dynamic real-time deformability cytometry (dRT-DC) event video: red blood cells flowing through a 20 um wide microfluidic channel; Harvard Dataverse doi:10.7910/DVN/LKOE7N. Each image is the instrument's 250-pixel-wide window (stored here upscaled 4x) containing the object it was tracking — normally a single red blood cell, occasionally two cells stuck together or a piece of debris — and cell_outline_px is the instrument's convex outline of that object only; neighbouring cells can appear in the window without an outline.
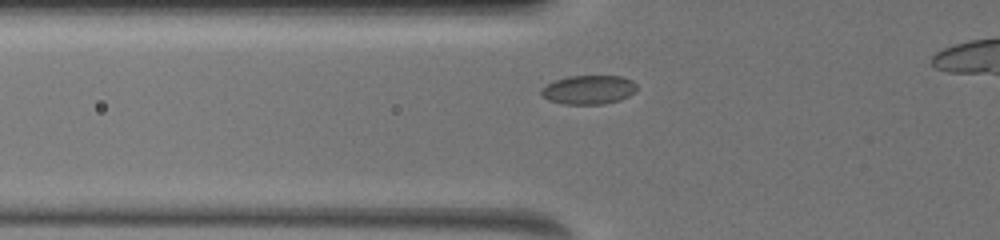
{"species": "common noctule bat (a hibernating species)", "species_latin": "Nyctalus noctula", "temperature_condition": "warm", "stored_images_in_passage": 28, "camera_frame_rate_fps": 3000, "um_per_image_px": 0.085, "animal": {"sex": "female", "body_mass_g": 19.5, "forearm_length_mm": 54.1}, "frame": {"image": 1, "passage_image": 7, "time_ms": 3.333, "image_size_px": [1000, 240], "cell_outline_px": [[636, 92], [620, 100], [604, 104], [564, 104], [548, 100], [540, 92], [540, 88], [556, 80], [568, 76], [620, 76], [632, 80], [636, 84]], "centroid_in_image_um": [50.05, 7.63], "position_along_channel_um": 75.8, "area_um2": 16.13}}
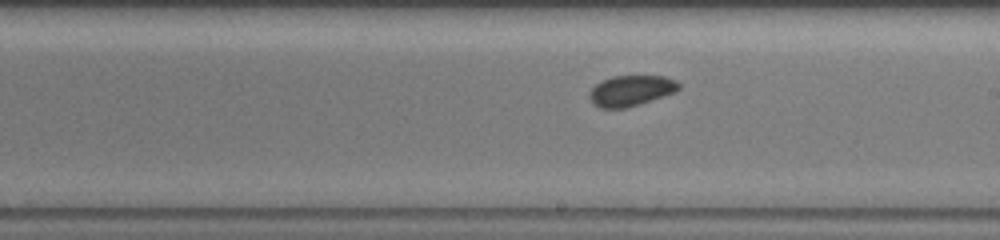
{"frame": {"image": 2, "passage_image": 15, "time_ms": 7.333, "image_size_px": [1000, 240], "cell_outline_px": [[680, 88], [676, 92], [640, 104], [624, 108], [600, 108], [592, 104], [588, 96], [588, 92], [596, 84], [612, 76], [664, 76], [676, 80], [680, 84]], "centroid_in_image_um": [53.63, 7.71], "position_along_channel_um": 235.4, "area_um2": 16.07}}
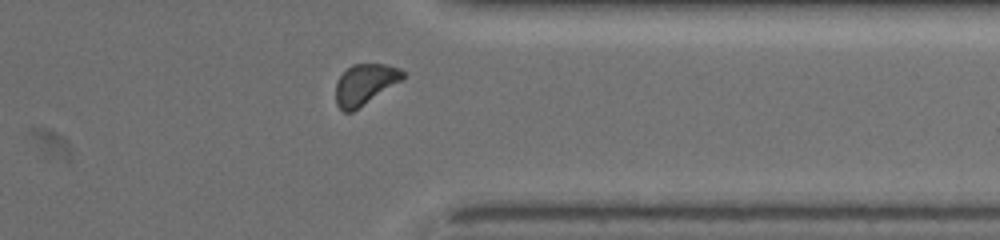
{"frame": {"image": 3, "passage_image": 23, "time_ms": 11.0, "image_size_px": [1000, 240], "cell_outline_px": [[404, 76], [400, 80], [352, 112], [344, 112], [336, 104], [336, 84], [340, 76], [352, 64], [384, 64], [400, 68], [404, 72]], "centroid_in_image_um": [30.98, 7.15], "position_along_channel_um": 380.4, "area_um2": 15.43}}